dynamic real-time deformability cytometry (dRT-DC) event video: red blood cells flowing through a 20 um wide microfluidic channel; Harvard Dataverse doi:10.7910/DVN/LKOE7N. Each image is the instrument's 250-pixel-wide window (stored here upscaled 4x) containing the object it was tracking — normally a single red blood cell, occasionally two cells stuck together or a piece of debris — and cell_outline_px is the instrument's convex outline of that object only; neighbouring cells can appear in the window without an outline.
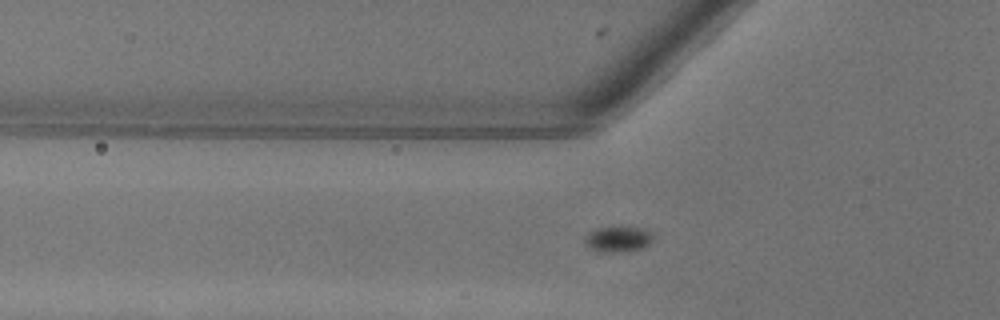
{"species": "common noctule bat (a hibernating species)", "species_latin": "Nyctalus noctula", "temperature_condition": "warm", "stored_images_in_passage": 54, "camera_frame_rate_fps": 3000, "um_per_image_px": 0.085, "animal": {"sex": "female"}, "frame": {"image": 1, "passage_image": 20, "time_ms": 6.333, "image_size_px": [1000, 320], "cell_outline_px": [[652, 240], [644, 248], [628, 252], [600, 252], [588, 248], [584, 240], [588, 232], [596, 228], [644, 228], [652, 232]], "centroid_in_image_um": [52.53, 20.36], "position_along_channel_um": 73.3, "area_um2": 10.23}}
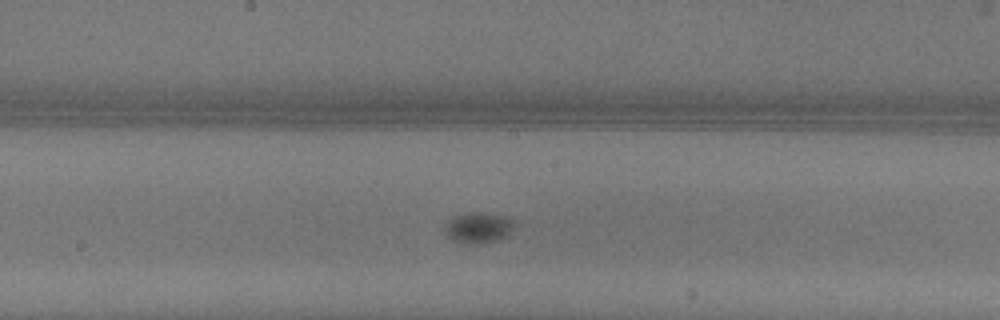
{"frame": {"image": 2, "passage_image": 30, "time_ms": 9.667, "image_size_px": [1000, 320], "cell_outline_px": [[512, 228], [508, 236], [496, 240], [480, 244], [472, 244], [452, 240], [448, 236], [444, 228], [444, 224], [452, 216], [472, 212], [484, 212], [500, 216], [512, 220]], "centroid_in_image_um": [40.6, 19.35], "position_along_channel_um": 207.6, "area_um2": 12.31}}
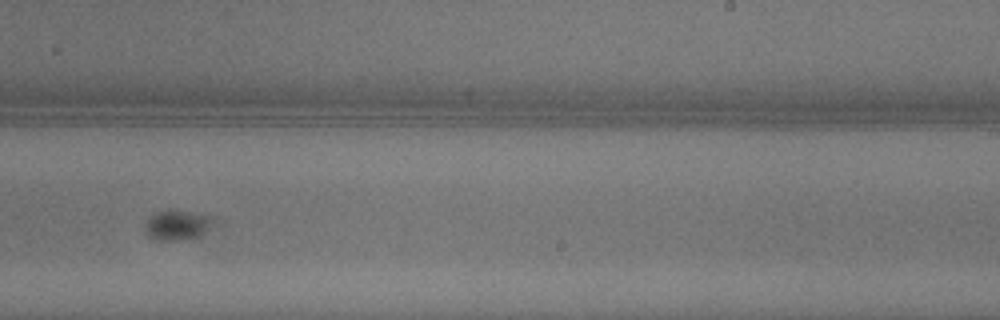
{"frame": {"image": 3, "passage_image": 35, "time_ms": 11.333, "image_size_px": [1000, 320], "cell_outline_px": [[212, 220], [196, 236], [180, 240], [164, 240], [148, 236], [144, 228], [144, 224], [152, 216], [160, 212], [188, 212], [204, 216]], "centroid_in_image_um": [14.91, 19.17], "position_along_channel_um": 274.1, "area_um2": 10.52}}